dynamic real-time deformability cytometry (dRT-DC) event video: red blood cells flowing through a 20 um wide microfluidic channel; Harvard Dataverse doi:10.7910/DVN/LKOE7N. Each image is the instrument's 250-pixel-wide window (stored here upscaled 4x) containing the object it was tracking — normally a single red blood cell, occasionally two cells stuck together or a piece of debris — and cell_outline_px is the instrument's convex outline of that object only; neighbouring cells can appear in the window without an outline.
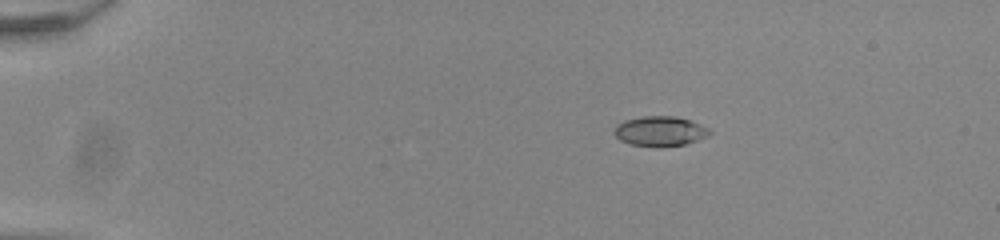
{"species": "common noctule bat (a hibernating species)", "species_latin": "Nyctalus noctula", "temperature_condition": "room temperature", "stored_images_in_passage": 45, "camera_frame_rate_fps": 3000, "um_per_image_px": 0.085, "animal": {"sex": "male", "body_mass_g": 20.0, "forearm_length_mm": 53.3}, "frame": {"image": 1, "passage_image": 1, "time_ms": 0.0, "image_size_px": [1000, 240], "cell_outline_px": [[712, 132], [708, 136], [684, 144], [660, 148], [656, 148], [628, 144], [620, 140], [612, 132], [616, 124], [624, 120], [644, 116], [676, 116], [692, 120], [708, 128]], "centroid_in_image_um": [56.07, 11.16], "position_along_channel_um": 28.9, "area_um2": 16.99}}
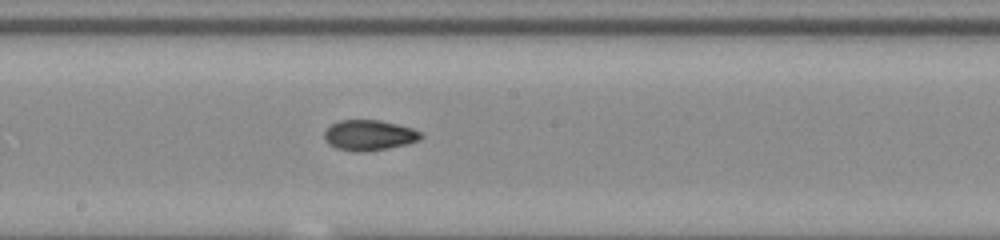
{"frame": {"image": 2, "passage_image": 22, "time_ms": 7.0, "image_size_px": [1000, 240], "cell_outline_px": [[424, 136], [420, 140], [408, 144], [388, 148], [364, 152], [356, 152], [336, 148], [328, 144], [324, 140], [324, 132], [332, 124], [340, 120], [380, 120], [412, 128], [420, 132]], "centroid_in_image_um": [31.38, 11.5], "position_along_channel_um": 216.8, "area_um2": 17.22}}
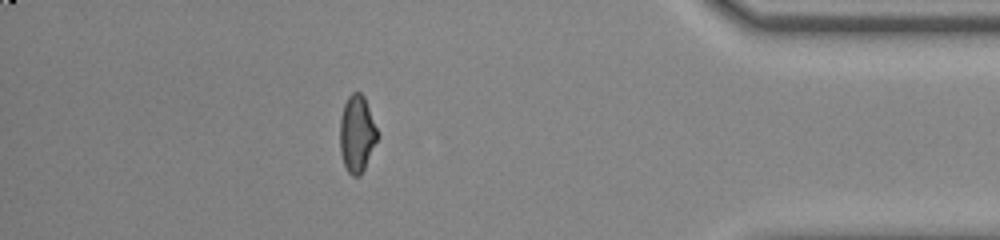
{"frame": {"image": 3, "passage_image": 39, "time_ms": 12.667, "image_size_px": [1000, 240], "cell_outline_px": [[376, 140], [364, 168], [360, 176], [352, 176], [348, 172], [344, 164], [340, 152], [340, 116], [344, 104], [348, 96], [352, 92], [360, 92], [364, 96], [376, 128]], "centroid_in_image_um": [30.29, 11.36], "position_along_channel_um": 404.9, "area_um2": 16.42}, "authors_computed_cell_mechanics": {"area_um2": 16.9354, "velocity_mm_per_s": 3.9057, "shape_relaxation_time_tau1_ms": 10.6001, "shape_relaxation_time_tau2_ms": 2.0922, "deformation_change_tau1": 0.2403, "deformation_change_tau2": 0.0635}}